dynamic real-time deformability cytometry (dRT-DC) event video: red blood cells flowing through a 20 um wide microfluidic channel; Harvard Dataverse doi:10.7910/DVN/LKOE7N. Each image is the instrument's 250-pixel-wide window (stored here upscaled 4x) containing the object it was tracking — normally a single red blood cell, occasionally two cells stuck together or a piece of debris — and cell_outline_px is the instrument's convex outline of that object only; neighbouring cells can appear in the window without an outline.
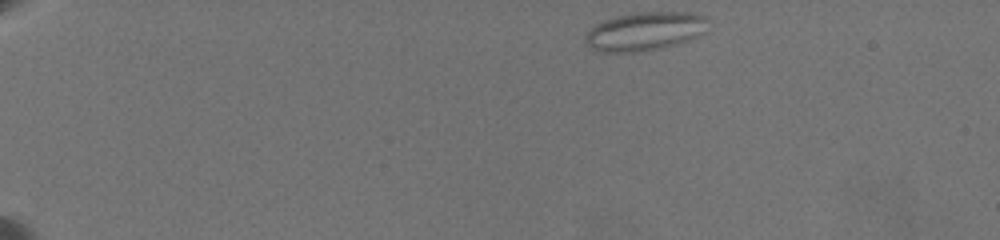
{"species": "common noctule bat (a hibernating species)", "species_latin": "Nyctalus noctula", "temperature_condition": "warm", "stored_images_in_passage": 35, "camera_frame_rate_fps": 3000, "um_per_image_px": 0.085, "animal": {"sex": "female", "body_mass_g": 19.5, "forearm_length_mm": 54.1}, "frame": {"image": 1, "passage_image": 1, "time_ms": 0.0, "image_size_px": [1000, 240], "cell_outline_px": [[708, 20], [700, 32], [688, 40], [676, 44], [660, 48], [636, 52], [596, 52], [584, 40], [584, 36], [596, 24], [604, 20], [616, 16], [636, 12], [688, 12], [704, 16]], "centroid_in_image_um": [54.74, 2.66], "position_along_channel_um": 30.3, "area_um2": 27.17}}
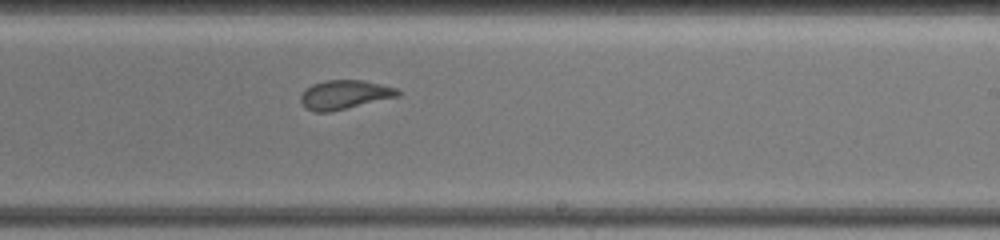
{"frame": {"image": 2, "passage_image": 20, "time_ms": 9.667, "image_size_px": [1000, 240], "cell_outline_px": [[400, 96], [328, 112], [316, 112], [304, 108], [300, 100], [300, 96], [312, 84], [324, 80], [364, 80], [396, 88], [400, 92]], "centroid_in_image_um": [29.27, 8.04], "position_along_channel_um": 259.7, "area_um2": 16.3}}
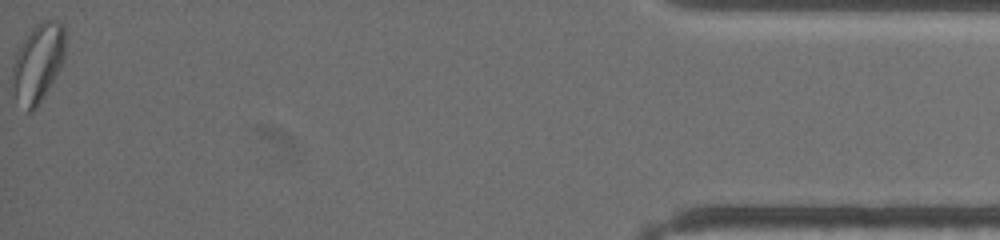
{"frame": {"image": 3, "passage_image": 35, "time_ms": 16.667, "image_size_px": [1000, 240], "cell_outline_px": [[64, 56], [60, 68], [56, 76], [44, 96], [36, 108], [32, 112], [28, 112], [16, 96], [12, 88], [12, 68], [16, 56], [24, 40], [32, 28], [36, 24], [44, 20], [56, 20], [64, 24]], "centroid_in_image_um": [3.24, 5.33], "position_along_channel_um": 432.0, "area_um2": 23.76}, "authors_computed_cell_mechanics": {"area_um2": 17.8024, "velocity_mm_per_s": 3.5542, "shape_relaxation_time_tau1_ms": null, "shape_relaxation_time_tau2_ms": 1.2526, "deformation_change_tau1": null, "deformation_change_tau2": 0.0574}}